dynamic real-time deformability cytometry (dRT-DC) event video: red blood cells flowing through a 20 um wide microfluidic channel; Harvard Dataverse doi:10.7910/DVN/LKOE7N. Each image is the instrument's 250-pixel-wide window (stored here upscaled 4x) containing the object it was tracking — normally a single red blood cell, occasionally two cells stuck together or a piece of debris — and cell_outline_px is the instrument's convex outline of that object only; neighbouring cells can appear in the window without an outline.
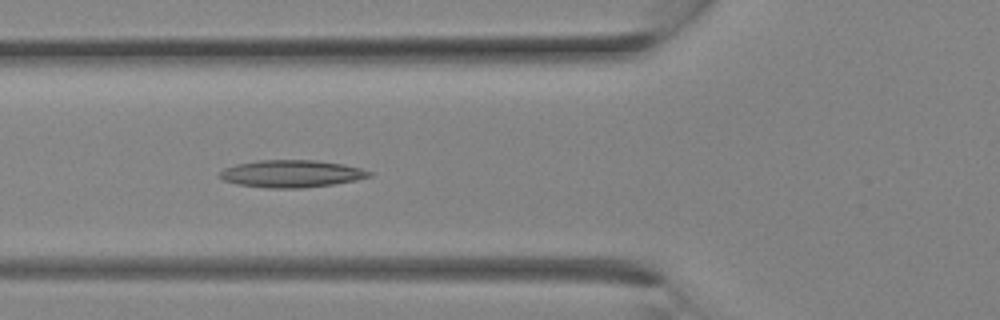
{"species": "Egyptian fruit bat (a non-hibernating species)", "species_latin": "Rousettus aegyptiacus", "temperature_condition": "room temperature", "stored_images_in_passage": 10, "camera_frame_rate_fps": 3000, "um_per_image_px": 0.085, "animal": {"sex": "female"}, "frame": {"image": 1, "passage_image": 5, "time_ms": 1.333, "image_size_px": [1000, 320], "cell_outline_px": [[372, 176], [356, 180], [332, 184], [300, 188], [268, 188], [236, 184], [224, 180], [220, 176], [220, 172], [224, 168], [236, 164], [260, 160], [316, 160], [344, 164], [360, 168], [372, 172]], "centroid_in_image_um": [24.78, 14.76], "position_along_channel_um": 101.0, "area_um2": 23.7}}
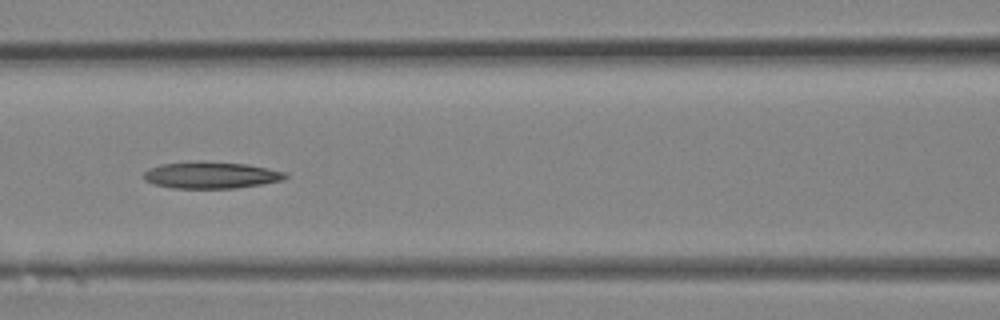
{"frame": {"image": 2, "passage_image": 7, "time_ms": 2.0, "image_size_px": [1000, 320], "cell_outline_px": [[288, 176], [284, 180], [236, 188], [172, 188], [152, 184], [144, 180], [144, 172], [148, 168], [160, 164], [196, 160], [200, 160], [248, 164], [288, 172]], "centroid_in_image_um": [17.92, 14.87], "position_along_channel_um": 148.7, "area_um2": 22.48}}
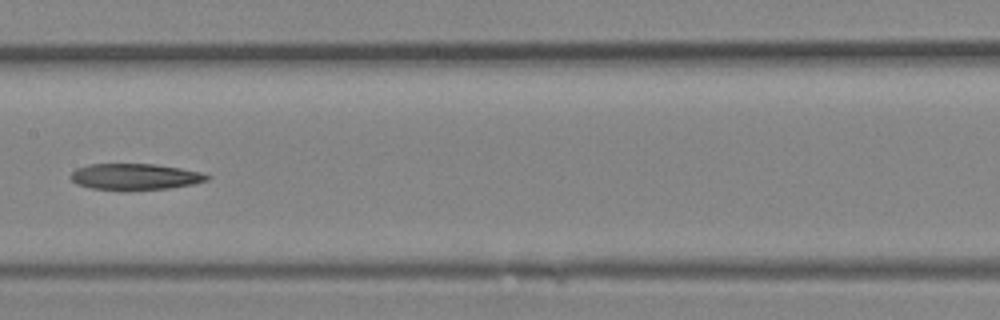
{"frame": {"image": 3, "passage_image": 9, "time_ms": 2.667, "image_size_px": [1000, 320], "cell_outline_px": [[212, 176], [208, 180], [192, 184], [168, 188], [92, 188], [76, 184], [68, 176], [76, 168], [88, 164], [156, 164], [180, 168], [200, 172]], "centroid_in_image_um": [11.47, 14.98], "position_along_channel_um": 195.9, "area_um2": 20.23}}